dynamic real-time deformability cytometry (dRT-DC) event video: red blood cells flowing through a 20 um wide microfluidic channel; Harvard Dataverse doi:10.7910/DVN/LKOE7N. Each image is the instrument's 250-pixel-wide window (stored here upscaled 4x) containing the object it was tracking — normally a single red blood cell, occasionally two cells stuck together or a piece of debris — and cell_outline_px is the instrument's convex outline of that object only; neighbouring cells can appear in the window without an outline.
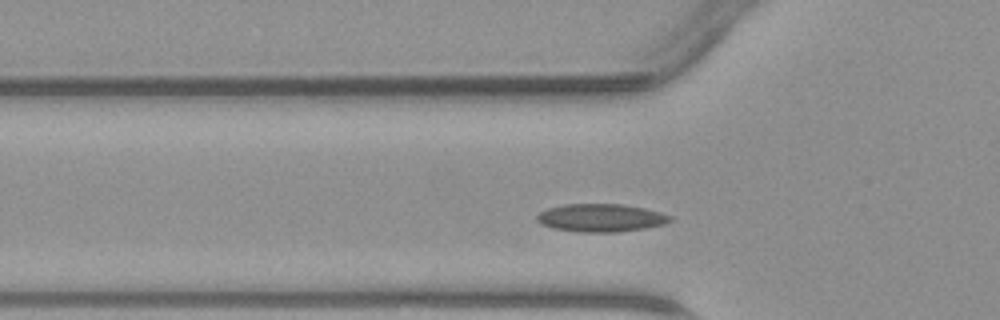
{"species": "common noctule bat (a hibernating species)", "species_latin": "Nyctalus noctula", "temperature_condition": "warm", "stored_images_in_passage": 29, "camera_frame_rate_fps": 3000, "um_per_image_px": 0.085, "animal": {"sex": "male", "body_mass_g": 23.1, "forearm_length_mm": 52.7}, "frame": {"image": 1, "passage_image": 7, "time_ms": 2.0, "image_size_px": [1000, 320], "cell_outline_px": [[672, 220], [664, 224], [644, 228], [616, 232], [580, 232], [552, 228], [540, 224], [536, 220], [536, 216], [540, 212], [548, 208], [564, 204], [624, 204], [644, 208], [660, 212], [672, 216]], "centroid_in_image_um": [51.06, 18.51], "position_along_channel_um": 74.7, "area_um2": 21.73}}
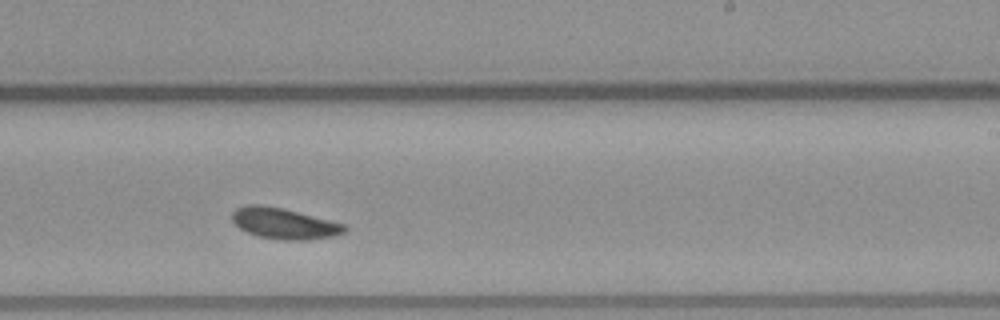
{"frame": {"image": 2, "passage_image": 20, "time_ms": 6.333, "image_size_px": [1000, 320], "cell_outline_px": [[348, 228], [344, 232], [332, 236], [304, 240], [284, 240], [256, 236], [240, 228], [232, 220], [232, 212], [236, 208], [244, 204], [260, 204], [284, 208], [344, 224]], "centroid_in_image_um": [24.11, 18.98], "position_along_channel_um": 264.9, "area_um2": 20.23}}
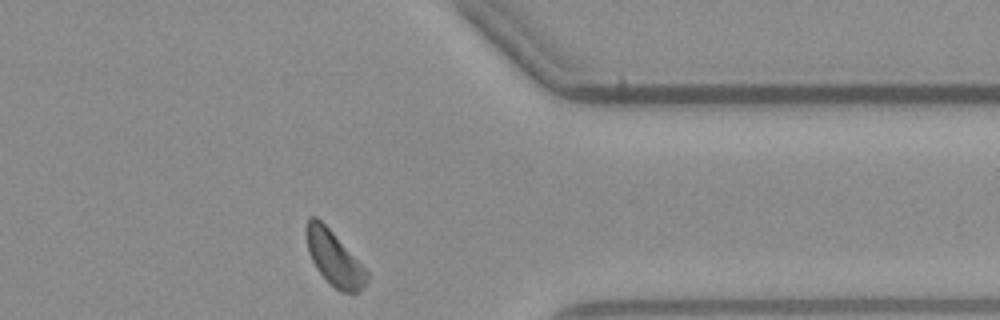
{"frame": {"image": 3, "passage_image": 29, "time_ms": 9.333, "image_size_px": [1000, 320], "cell_outline_px": [[368, 280], [360, 292], [340, 292], [316, 268], [308, 252], [304, 232], [304, 228], [308, 216], [316, 216], [332, 232], [368, 272]], "centroid_in_image_um": [28.36, 21.92], "position_along_channel_um": 383.0, "area_um2": 18.96}}